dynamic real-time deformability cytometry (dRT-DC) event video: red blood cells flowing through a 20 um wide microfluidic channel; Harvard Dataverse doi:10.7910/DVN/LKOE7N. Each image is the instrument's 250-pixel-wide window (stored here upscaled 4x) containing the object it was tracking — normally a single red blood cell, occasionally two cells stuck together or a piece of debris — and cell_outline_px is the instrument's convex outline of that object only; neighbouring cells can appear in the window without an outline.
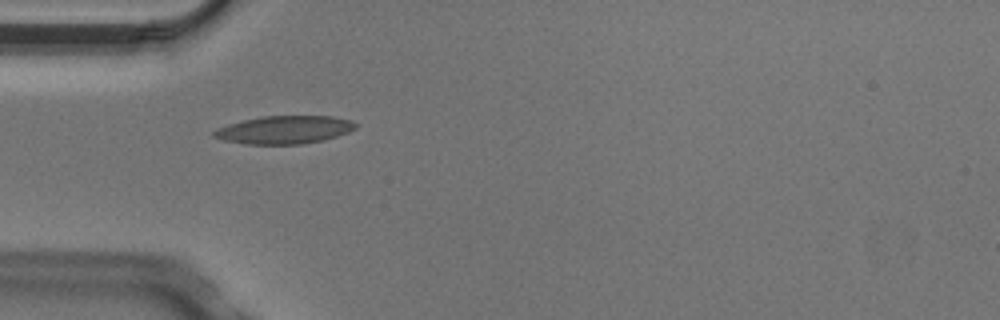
{"species": "Egyptian fruit bat (a non-hibernating species)", "species_latin": "Rousettus aegyptiacus", "temperature_condition": "cold", "stored_images_in_passage": 6, "camera_frame_rate_fps": 3000, "um_per_image_px": 0.085, "animal": {"sex": "male"}, "frame": {"image": 1, "passage_image": 5, "time_ms": 1.333, "image_size_px": [1000, 320], "cell_outline_px": [[356, 128], [348, 132], [324, 140], [300, 144], [248, 144], [224, 140], [212, 136], [212, 132], [216, 128], [228, 124], [260, 116], [332, 116], [352, 120], [356, 124]], "centroid_in_image_um": [24.16, 11.02], "position_along_channel_um": 60.8, "area_um2": 23.06}}